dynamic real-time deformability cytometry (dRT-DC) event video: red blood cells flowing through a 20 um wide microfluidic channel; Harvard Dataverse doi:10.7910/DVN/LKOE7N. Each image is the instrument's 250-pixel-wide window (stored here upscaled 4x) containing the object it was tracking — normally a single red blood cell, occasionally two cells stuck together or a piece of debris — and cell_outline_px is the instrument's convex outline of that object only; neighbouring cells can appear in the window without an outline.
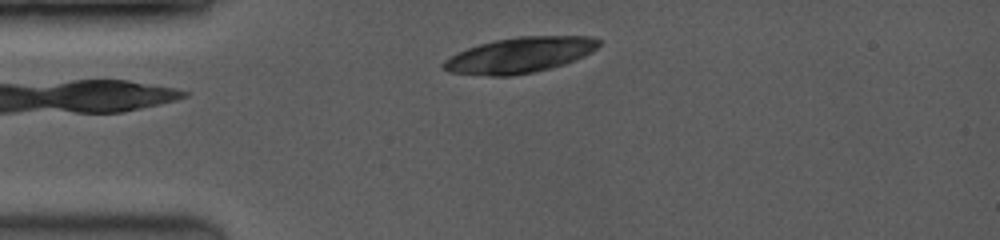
{"species": "common noctule bat (a hibernating species)", "species_latin": "Nyctalus noctula", "temperature_condition": "room temperature", "stored_images_in_passage": 7, "camera_frame_rate_fps": 3500, "um_per_image_px": 0.085, "animal": {"sex": "female", "body_mass_g": 19.0, "forearm_length_mm": 53.3}, "frame": {"image": 1, "passage_image": 5, "time_ms": 1.143, "image_size_px": [1000, 240], "cell_outline_px": [[600, 44], [592, 52], [584, 56], [564, 64], [532, 72], [512, 76], [488, 76], [448, 72], [440, 64], [444, 60], [468, 48], [480, 44], [496, 40], [520, 36], [588, 36], [600, 40]], "centroid_in_image_um": [44.18, 4.69], "position_along_channel_um": 40.8, "area_um2": 31.91}}